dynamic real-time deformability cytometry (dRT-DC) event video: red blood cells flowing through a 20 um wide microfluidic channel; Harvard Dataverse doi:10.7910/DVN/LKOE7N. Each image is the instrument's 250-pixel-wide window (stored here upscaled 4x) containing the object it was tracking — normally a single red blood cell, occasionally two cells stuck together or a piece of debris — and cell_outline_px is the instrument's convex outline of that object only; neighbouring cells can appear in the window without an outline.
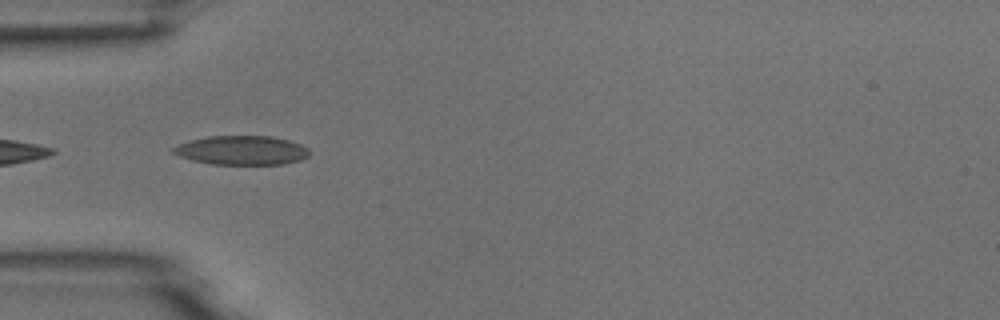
{"species": "common noctule bat (a hibernating species)", "species_latin": "Nyctalus noctula", "temperature_condition": "room temperature", "stored_images_in_passage": 9, "camera_frame_rate_fps": 3000, "um_per_image_px": 0.085, "animal": {"sex": "male", "body_mass_g": 18.8}, "frame": {"image": 1, "passage_image": 4, "time_ms": 5.0, "image_size_px": [1000, 320], "cell_outline_px": [[312, 152], [308, 156], [300, 160], [284, 164], [212, 164], [192, 160], [180, 156], [172, 152], [172, 148], [188, 140], [208, 136], [272, 136], [288, 140], [300, 144], [308, 148]], "centroid_in_image_um": [20.57, 12.77], "position_along_channel_um": 64.4, "area_um2": 23.12}}
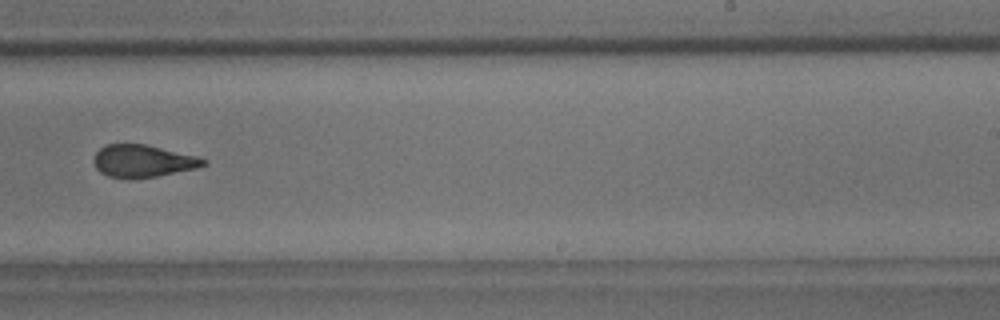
{"frame": {"image": 2, "passage_image": 9, "time_ms": 10.667, "image_size_px": [1000, 320], "cell_outline_px": [[208, 164], [196, 168], [156, 176], [132, 180], [108, 176], [100, 172], [96, 168], [92, 160], [96, 152], [104, 144], [144, 144], [196, 156], [208, 160]], "centroid_in_image_um": [12.1, 13.7], "position_along_channel_um": 276.9, "area_um2": 20.81}}